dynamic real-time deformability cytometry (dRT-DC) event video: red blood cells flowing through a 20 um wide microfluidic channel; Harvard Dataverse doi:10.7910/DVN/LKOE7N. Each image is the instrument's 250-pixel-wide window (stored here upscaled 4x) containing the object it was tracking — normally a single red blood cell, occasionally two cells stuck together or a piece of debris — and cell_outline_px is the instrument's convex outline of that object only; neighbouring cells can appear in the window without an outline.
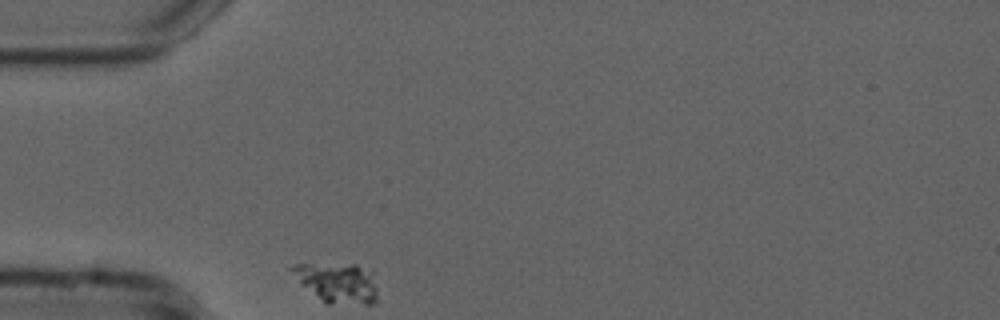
{"species": "common noctule bat (a hibernating species)", "species_latin": "Nyctalus noctula", "temperature_condition": "cold", "stored_images_in_passage": 34, "camera_frame_rate_fps": 3000, "um_per_image_px": 0.085, "animal": {"sex": "male", "forearm_length_mm": 52.5}, "frame": {"image": 1, "passage_image": 1, "time_ms": 0.0, "image_size_px": [1000, 320], "cell_outline_px": [[376, 304], [324, 304], [300, 284], [288, 268], [296, 264], [356, 264], [372, 268], [376, 288]], "centroid_in_image_um": [28.7, 24.03], "position_along_channel_um": 56.3, "area_um2": 20.52}}
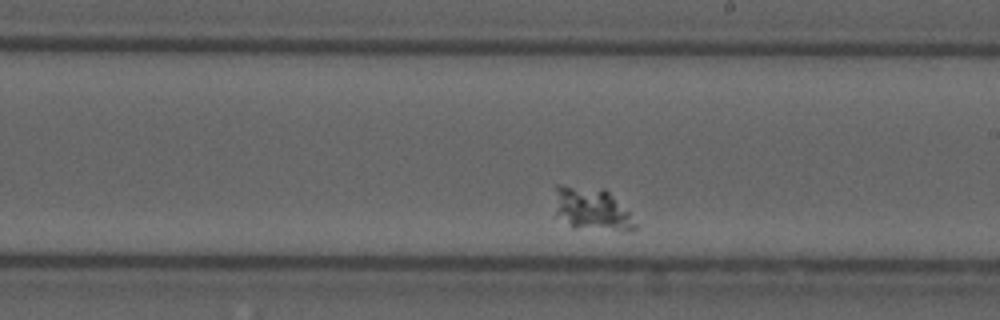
{"frame": {"image": 2, "passage_image": 19, "time_ms": 6.0, "image_size_px": [1000, 320], "cell_outline_px": [[636, 228], [624, 232], [572, 228], [552, 216], [556, 184], [560, 184], [604, 188], [628, 212], [636, 224]], "centroid_in_image_um": [50.18, 17.79], "position_along_channel_um": 238.8, "area_um2": 20.92}}
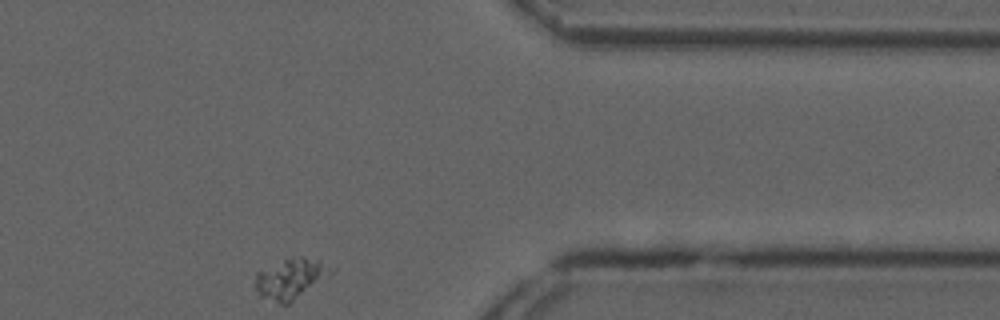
{"frame": {"image": 3, "passage_image": 34, "time_ms": 11.0, "image_size_px": [1000, 320], "cell_outline_px": [[332, 272], [328, 276], [288, 304], [280, 304], [260, 296], [256, 292], [256, 272], [284, 260], [300, 256], [320, 260]], "centroid_in_image_um": [24.65, 23.7], "position_along_channel_um": 386.7, "area_um2": 17.17}}